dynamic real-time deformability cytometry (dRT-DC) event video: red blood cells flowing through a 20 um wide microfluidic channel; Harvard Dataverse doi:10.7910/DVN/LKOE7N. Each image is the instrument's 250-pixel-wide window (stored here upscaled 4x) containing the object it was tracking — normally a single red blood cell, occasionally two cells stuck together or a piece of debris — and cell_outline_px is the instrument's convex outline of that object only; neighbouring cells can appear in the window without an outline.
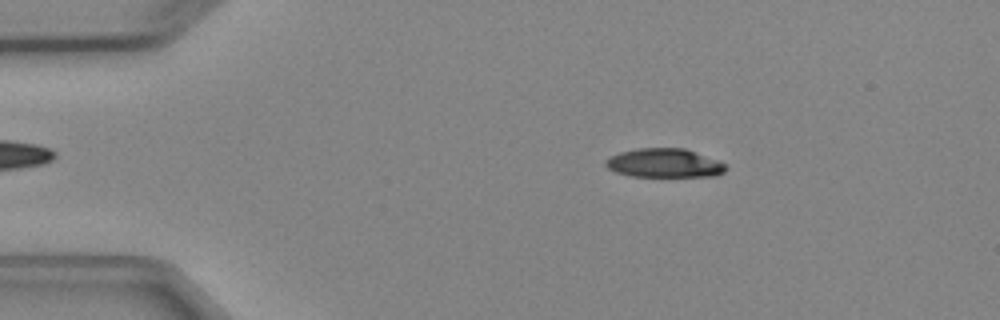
{"species": "Egyptian fruit bat (a non-hibernating species)", "species_latin": "Rousettus aegyptiacus", "temperature_condition": "cold", "stored_images_in_passage": 3, "camera_frame_rate_fps": 3000, "um_per_image_px": 0.085, "animal": {"sex": "female"}, "frame": {"image": 1, "passage_image": 2, "time_ms": 1.333, "image_size_px": [1000, 320], "cell_outline_px": [[728, 168], [724, 172], [716, 176], [632, 176], [616, 172], [608, 168], [604, 164], [604, 160], [620, 152], [636, 148], [684, 148], [716, 160], [724, 164]], "centroid_in_image_um": [56.44, 13.86], "position_along_channel_um": 28.6, "area_um2": 20.06}}